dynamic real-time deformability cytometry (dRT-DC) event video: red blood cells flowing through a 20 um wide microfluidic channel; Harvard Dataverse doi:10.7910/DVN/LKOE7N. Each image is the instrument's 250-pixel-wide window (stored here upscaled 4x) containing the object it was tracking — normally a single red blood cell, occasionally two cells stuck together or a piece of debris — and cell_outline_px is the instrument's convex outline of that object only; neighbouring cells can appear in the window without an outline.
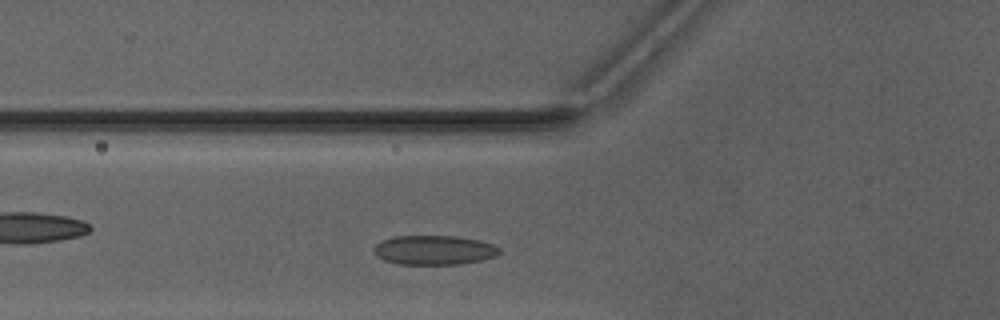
{"species": "Egyptian fruit bat (a non-hibernating species)", "species_latin": "Rousettus aegyptiacus", "temperature_condition": "warm", "stored_images_in_passage": 34, "camera_frame_rate_fps": 3000, "um_per_image_px": 0.085, "animal": {"sex": "male"}, "frame": {"image": 1, "passage_image": 5, "time_ms": 1.333, "image_size_px": [1000, 320], "cell_outline_px": [[500, 252], [496, 256], [480, 260], [460, 264], [396, 264], [384, 260], [376, 256], [372, 252], [372, 248], [380, 240], [392, 236], [456, 236], [480, 240], [492, 244], [500, 248]], "centroid_in_image_um": [36.84, 21.25], "position_along_channel_um": 89.0, "area_um2": 21.73}}
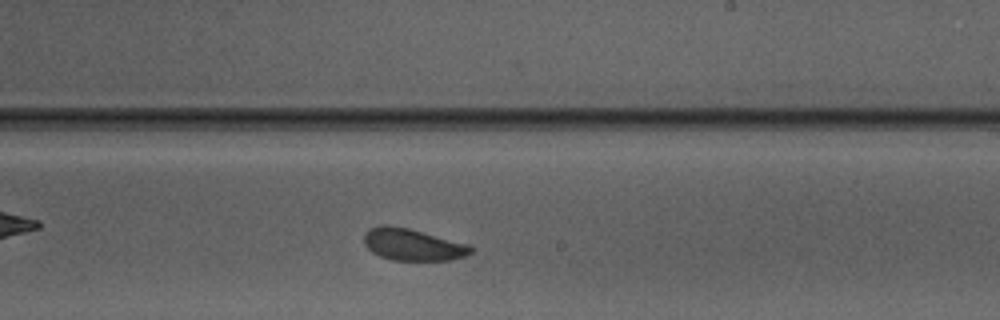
{"frame": {"image": 2, "passage_image": 17, "time_ms": 5.333, "image_size_px": [1000, 320], "cell_outline_px": [[476, 248], [472, 252], [464, 256], [452, 260], [392, 260], [380, 256], [372, 252], [364, 244], [364, 232], [368, 228], [380, 224], [388, 224], [408, 228], [468, 244]], "centroid_in_image_um": [35.05, 20.78], "position_along_channel_um": 253.9, "area_um2": 20.0}}
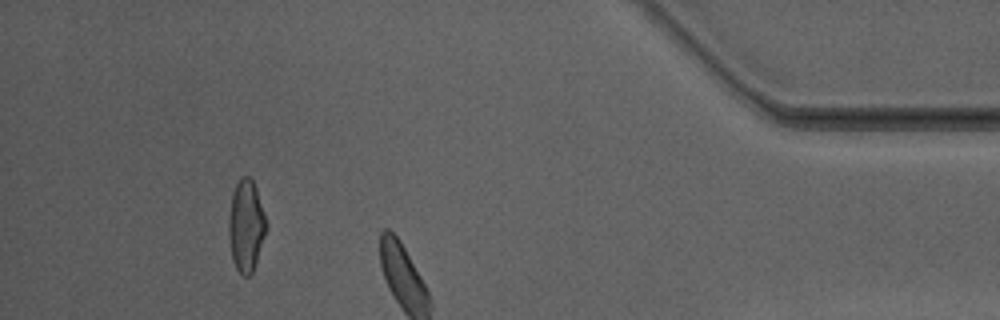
{"frame": {"image": 3, "passage_image": 30, "time_ms": 9.667, "image_size_px": [1000, 320], "cell_outline_px": [[264, 232], [256, 260], [252, 272], [248, 276], [244, 276], [236, 268], [232, 260], [228, 236], [228, 220], [232, 196], [236, 184], [240, 176], [248, 176], [252, 180], [256, 188], [264, 216]], "centroid_in_image_um": [20.86, 19.17], "position_along_channel_um": 414.3, "area_um2": 19.31}, "authors_computed_cell_mechanics": {"area_um2": 20.3167, "velocity_mm_per_s": 4.1228, "shape_relaxation_time_tau1_ms": 1.6278, "shape_relaxation_time_tau2_ms": 3.9243, "deformation_change_tau1": 0.0668, "deformation_change_tau2": 0.0989}}